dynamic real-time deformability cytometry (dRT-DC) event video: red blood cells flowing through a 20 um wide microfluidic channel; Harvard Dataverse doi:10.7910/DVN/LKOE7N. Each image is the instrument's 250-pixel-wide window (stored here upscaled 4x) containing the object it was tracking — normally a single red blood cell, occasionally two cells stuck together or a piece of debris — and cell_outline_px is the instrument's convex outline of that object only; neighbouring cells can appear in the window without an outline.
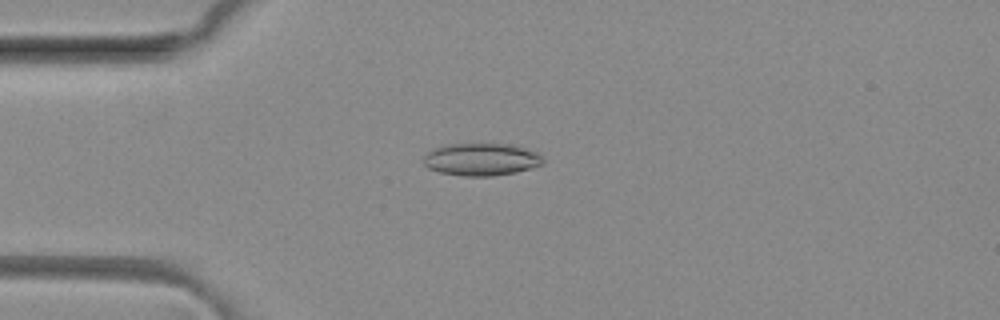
{"species": "common noctule bat (a hibernating species)", "species_latin": "Nyctalus noctula", "temperature_condition": "room temperature", "stored_images_in_passage": 5, "camera_frame_rate_fps": 3000, "um_per_image_px": 0.085, "animal": {"sex": "female", "body_mass_g": 29.2, "forearm_length_mm": 56.3}, "frame": {"image": 1, "passage_image": 4, "time_ms": 1.0, "image_size_px": [1000, 320], "cell_outline_px": [[544, 164], [532, 168], [516, 172], [492, 176], [464, 176], [440, 172], [428, 168], [424, 164], [424, 156], [428, 152], [436, 148], [448, 144], [512, 144], [536, 152], [544, 160]], "centroid_in_image_um": [40.93, 13.55], "position_along_channel_um": 44.1, "area_um2": 22.48}}